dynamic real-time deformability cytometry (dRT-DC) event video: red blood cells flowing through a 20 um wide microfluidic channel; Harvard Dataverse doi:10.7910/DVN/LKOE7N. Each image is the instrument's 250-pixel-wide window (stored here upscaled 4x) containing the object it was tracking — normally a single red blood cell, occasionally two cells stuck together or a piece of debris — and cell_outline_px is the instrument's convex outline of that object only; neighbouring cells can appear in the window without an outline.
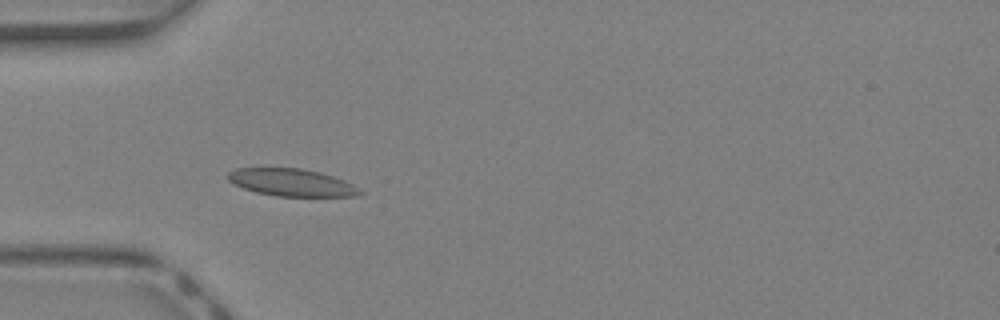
{"species": "Egyptian fruit bat (a non-hibernating species)", "species_latin": "Rousettus aegyptiacus", "temperature_condition": "warm", "stored_images_in_passage": 27, "camera_frame_rate_fps": 3000, "um_per_image_px": 0.085, "animal": {"sex": "female"}, "frame": {"image": 1, "passage_image": 3, "time_ms": 0.667, "image_size_px": [1000, 320], "cell_outline_px": [[364, 192], [356, 196], [276, 196], [256, 192], [244, 188], [228, 180], [224, 176], [228, 172], [236, 168], [300, 168], [320, 172], [344, 180], [360, 188]], "centroid_in_image_um": [24.78, 15.51], "position_along_channel_um": 60.2, "area_um2": 21.04}}
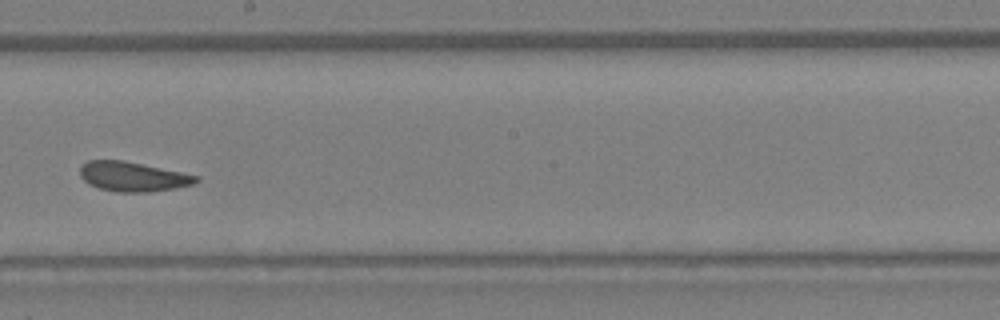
{"frame": {"image": 2, "passage_image": 14, "time_ms": 4.333, "image_size_px": [1000, 320], "cell_outline_px": [[200, 180], [192, 184], [172, 188], [148, 192], [116, 192], [100, 188], [88, 184], [80, 176], [80, 168], [88, 160], [124, 160], [200, 176]], "centroid_in_image_um": [11.28, 15.0], "position_along_channel_um": 236.9, "area_um2": 19.88}}
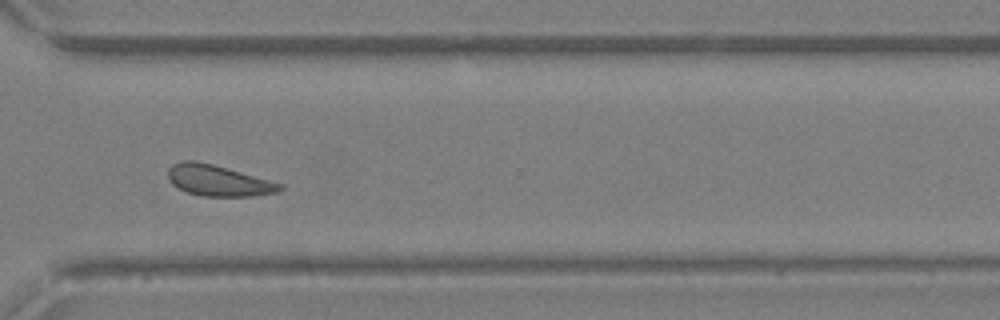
{"frame": {"image": 3, "passage_image": 21, "time_ms": 6.667, "image_size_px": [1000, 320], "cell_outline_px": [[284, 188], [276, 192], [252, 196], [200, 196], [188, 192], [172, 184], [168, 176], [168, 168], [172, 164], [184, 160], [196, 160], [212, 164], [284, 184]], "centroid_in_image_um": [18.54, 15.34], "position_along_channel_um": 352.1, "area_um2": 20.06}, "authors_computed_cell_mechanics": {"area_um2": 20.808, "velocity_mm_per_s": 4.9283, "shape_relaxation_time_tau1_ms": null, "shape_relaxation_time_tau2_ms": 0.6068, "deformation_change_tau1": null, "deformation_change_tau2": 0.0623}}